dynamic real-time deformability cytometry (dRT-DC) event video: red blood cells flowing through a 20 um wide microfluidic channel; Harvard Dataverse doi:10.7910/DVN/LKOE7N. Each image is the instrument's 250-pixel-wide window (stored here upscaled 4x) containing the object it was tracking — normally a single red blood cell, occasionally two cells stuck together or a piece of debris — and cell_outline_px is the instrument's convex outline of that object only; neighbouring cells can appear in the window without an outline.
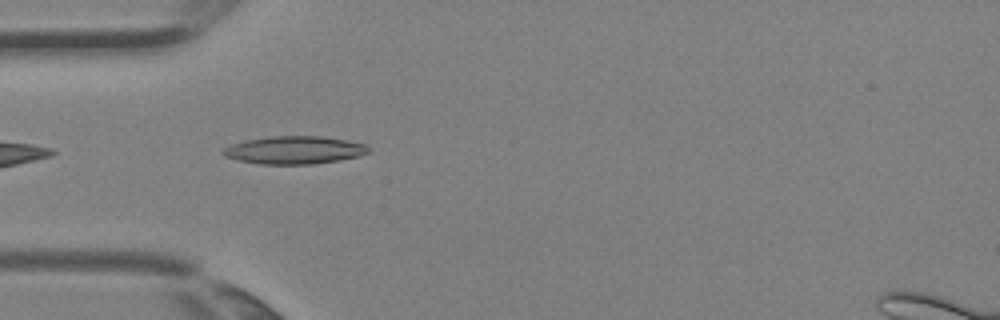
{"species": "Egyptian fruit bat (a non-hibernating species)", "species_latin": "Rousettus aegyptiacus", "temperature_condition": "room temperature", "stored_images_in_passage": 3, "camera_frame_rate_fps": 3000, "um_per_image_px": 0.085, "animal": {"sex": "female"}, "frame": {"image": 1, "passage_image": 3, "time_ms": 0.667, "image_size_px": [1000, 320], "cell_outline_px": [[368, 152], [360, 156], [340, 160], [312, 164], [260, 164], [236, 160], [224, 156], [220, 152], [224, 148], [232, 144], [248, 140], [272, 136], [324, 136], [368, 144]], "centroid_in_image_um": [25.03, 12.76], "position_along_channel_um": 60.0, "area_um2": 23.64}}